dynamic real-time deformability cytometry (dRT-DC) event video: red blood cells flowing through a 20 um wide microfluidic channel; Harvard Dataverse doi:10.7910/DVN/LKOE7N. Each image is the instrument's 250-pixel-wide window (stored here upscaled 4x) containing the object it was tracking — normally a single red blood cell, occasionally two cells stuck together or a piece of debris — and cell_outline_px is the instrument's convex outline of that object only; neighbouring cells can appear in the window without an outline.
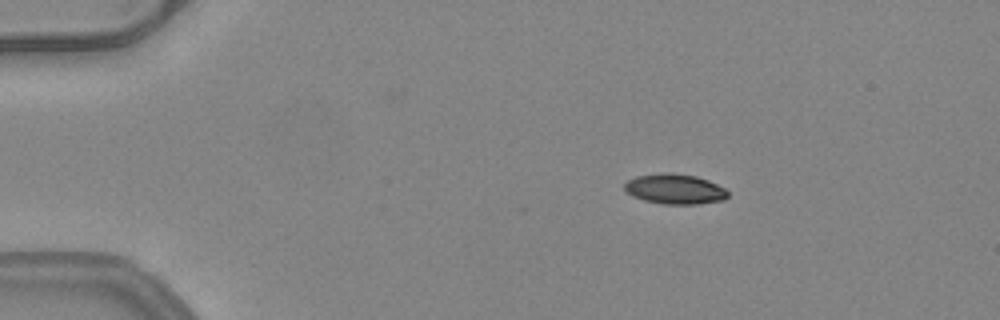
{"species": "common noctule bat (a hibernating species)", "species_latin": "Nyctalus noctula", "temperature_condition": "warm", "stored_images_in_passage": 44, "camera_frame_rate_fps": 3000, "um_per_image_px": 0.085, "animal": {"sex": "female", "body_mass_g": 24.6, "forearm_length_mm": 56.2}, "frame": {"image": 1, "passage_image": 1, "time_ms": 0.0, "image_size_px": [1000, 320], "cell_outline_px": [[728, 196], [724, 200], [696, 204], [664, 204], [644, 200], [632, 196], [624, 188], [624, 184], [628, 180], [636, 176], [668, 172], [672, 172], [696, 176], [708, 180], [724, 188], [728, 192]], "centroid_in_image_um": [57.36, 16.06], "position_along_channel_um": 27.6, "area_um2": 18.09}}
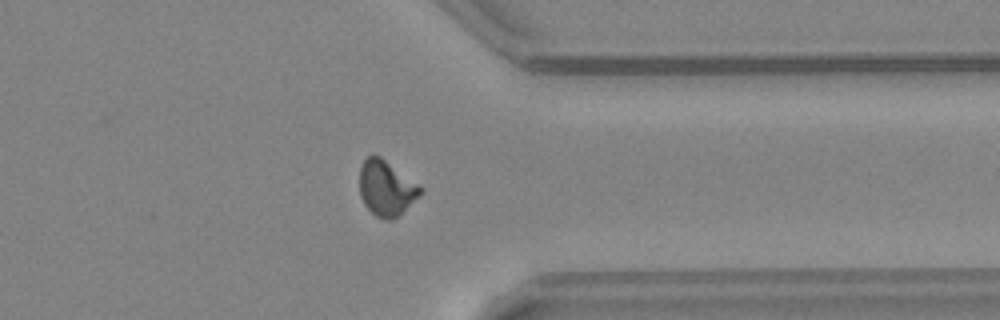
{"frame": {"image": 2, "passage_image": 33, "time_ms": 10.667, "image_size_px": [1000, 320], "cell_outline_px": [[424, 192], [420, 196], [392, 220], [384, 220], [376, 216], [364, 204], [360, 196], [360, 168], [364, 160], [372, 152], [380, 156], [420, 184], [424, 188]], "centroid_in_image_um": [32.85, 15.97], "position_along_channel_um": 378.5, "area_um2": 19.83}}
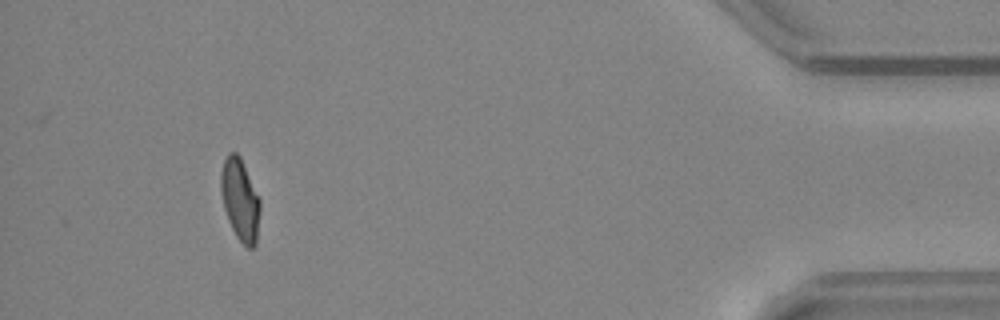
{"frame": {"image": 3, "passage_image": 40, "time_ms": 13.0, "image_size_px": [1000, 320], "cell_outline_px": [[260, 212], [256, 244], [252, 248], [248, 248], [236, 236], [228, 220], [224, 208], [220, 192], [220, 176], [224, 160], [228, 152], [236, 152], [240, 156], [260, 200]], "centroid_in_image_um": [20.4, 16.97], "position_along_channel_um": 414.8, "area_um2": 18.67}, "authors_computed_cell_mechanics": {"area_um2": 19.074, "velocity_mm_per_s": 4.0419, "shape_relaxation_time_tau1_ms": null, "shape_relaxation_time_tau2_ms": 2.4248, "deformation_change_tau1": null, "deformation_change_tau2": 0.0812}}